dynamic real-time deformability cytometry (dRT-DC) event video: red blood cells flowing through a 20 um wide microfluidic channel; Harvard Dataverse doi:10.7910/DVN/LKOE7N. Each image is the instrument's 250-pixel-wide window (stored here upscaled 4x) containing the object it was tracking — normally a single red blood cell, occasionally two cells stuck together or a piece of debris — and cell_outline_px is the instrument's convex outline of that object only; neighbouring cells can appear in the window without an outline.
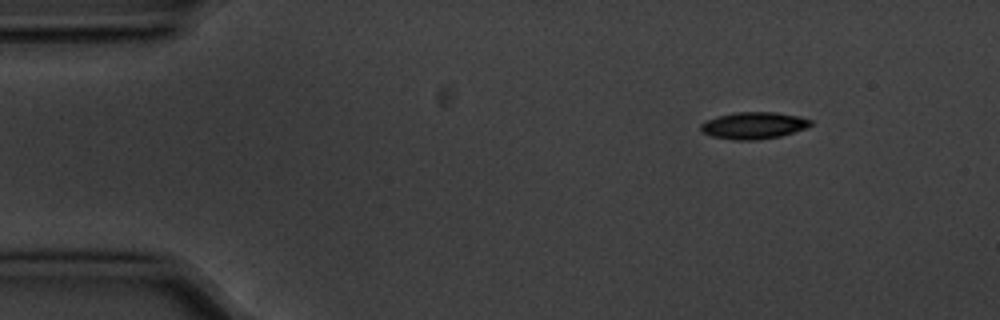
{"species": "common noctule bat (a hibernating species)", "species_latin": "Nyctalus noctula", "temperature_condition": "cold", "stored_images_in_passage": 3, "camera_frame_rate_fps": 3000, "um_per_image_px": 0.085, "animal": {"sex": "male", "body_mass_g": 20.1, "forearm_length_mm": 53.5}, "frame": {"image": 1, "passage_image": 1, "time_ms": 0.0, "image_size_px": [1000, 320], "cell_outline_px": [[812, 124], [808, 128], [780, 136], [756, 140], [732, 140], [712, 136], [704, 132], [700, 128], [700, 124], [708, 120], [720, 116], [736, 112], [776, 112], [796, 116], [812, 120]], "centroid_in_image_um": [64.09, 10.67], "position_along_channel_um": 20.9, "area_um2": 17.05}}